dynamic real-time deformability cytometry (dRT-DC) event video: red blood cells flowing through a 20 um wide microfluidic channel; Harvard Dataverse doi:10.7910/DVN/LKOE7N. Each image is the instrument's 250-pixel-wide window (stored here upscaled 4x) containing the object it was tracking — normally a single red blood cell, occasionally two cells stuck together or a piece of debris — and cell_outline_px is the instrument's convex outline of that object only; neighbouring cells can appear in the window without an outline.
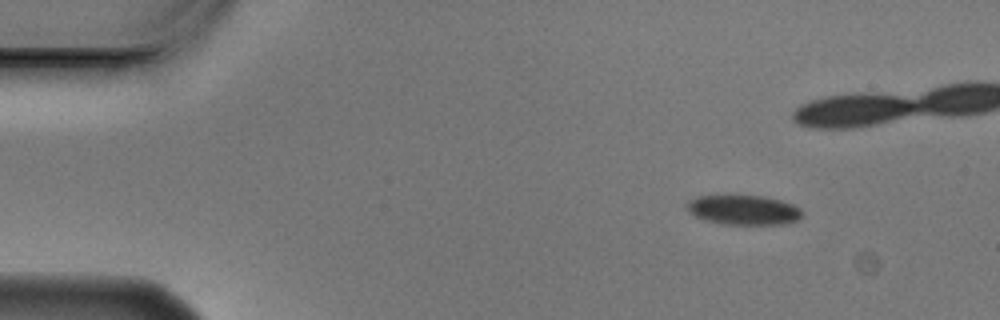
{"species": "Egyptian fruit bat (a non-hibernating species)", "species_latin": "Rousettus aegyptiacus", "temperature_condition": "cold", "stored_images_in_passage": 8, "camera_frame_rate_fps": 3000, "um_per_image_px": 0.085, "animal": {"sex": "male"}, "frame": {"image": 1, "passage_image": 1, "time_ms": 0.0, "image_size_px": [1000, 320], "cell_outline_px": [[800, 220], [788, 224], [724, 224], [704, 220], [688, 212], [684, 208], [684, 204], [688, 200], [696, 196], [716, 192], [764, 196], [780, 200], [792, 204], [800, 208]], "centroid_in_image_um": [63.08, 17.79], "position_along_channel_um": 21.9, "area_um2": 21.04}}
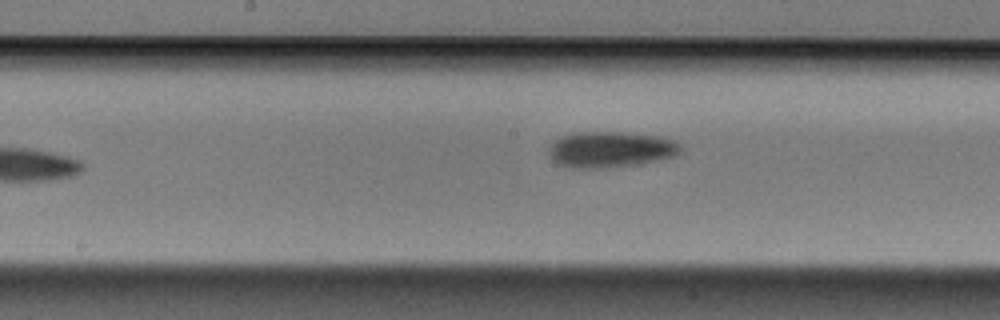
{"frame": {"image": 2, "passage_image": 8, "time_ms": 2.333, "image_size_px": [1000, 320], "cell_outline_px": [[680, 152], [672, 156], [656, 160], [636, 164], [604, 168], [572, 168], [560, 164], [552, 160], [548, 156], [548, 148], [560, 136], [576, 132], [624, 132], [660, 136], [676, 140], [680, 148]], "centroid_in_image_um": [51.85, 12.69], "position_along_channel_um": 196.3, "area_um2": 27.57}}